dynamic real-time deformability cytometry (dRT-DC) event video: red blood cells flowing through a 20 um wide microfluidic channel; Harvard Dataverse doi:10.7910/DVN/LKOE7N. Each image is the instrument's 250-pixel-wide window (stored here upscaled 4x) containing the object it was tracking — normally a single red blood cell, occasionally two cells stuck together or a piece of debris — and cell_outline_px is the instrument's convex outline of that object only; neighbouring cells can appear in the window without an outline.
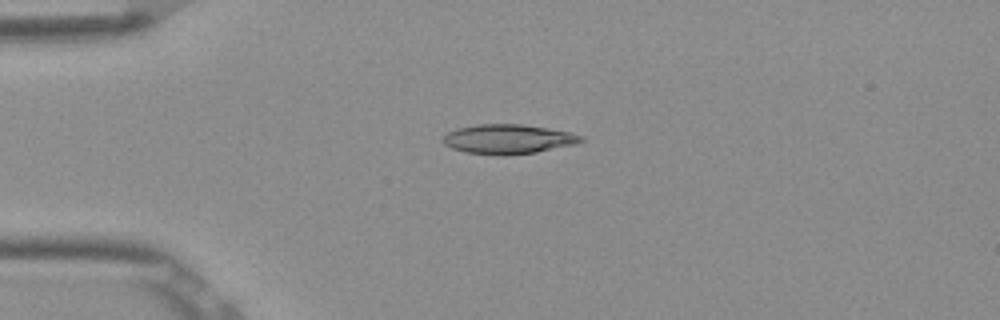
{"species": "Egyptian fruit bat (a non-hibernating species)", "species_latin": "Rousettus aegyptiacus", "temperature_condition": "room temperature", "stored_images_in_passage": 5, "camera_frame_rate_fps": 3000, "um_per_image_px": 0.085, "frame": {"image": 1, "passage_image": 1, "time_ms": 0.0, "image_size_px": [1000, 320], "cell_outline_px": [[584, 140], [576, 144], [536, 152], [504, 156], [468, 152], [452, 148], [444, 144], [440, 140], [448, 132], [456, 128], [476, 124], [524, 124], [572, 132], [584, 136]], "centroid_in_image_um": [43.21, 11.81], "position_along_channel_um": 41.8, "area_um2": 23.93}}
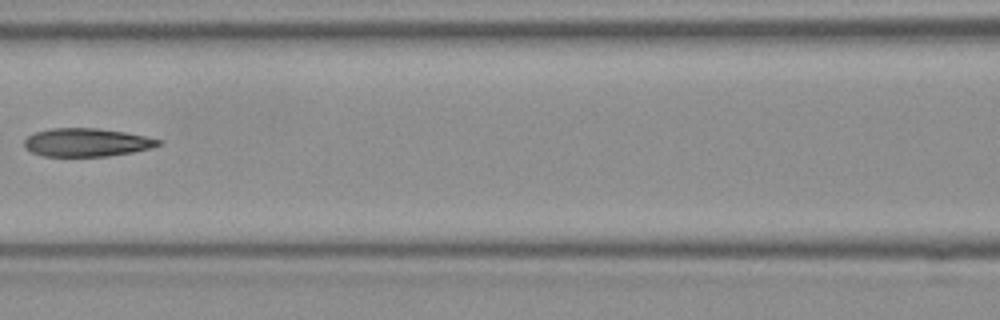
{"frame": {"image": 2, "passage_image": 4, "time_ms": 1.0, "image_size_px": [1000, 320], "cell_outline_px": [[164, 144], [152, 148], [132, 152], [108, 156], [44, 156], [32, 152], [24, 148], [24, 140], [28, 136], [36, 132], [48, 128], [96, 128], [124, 132], [164, 140]], "centroid_in_image_um": [7.39, 12.1], "position_along_channel_um": 159.2, "area_um2": 22.2}}
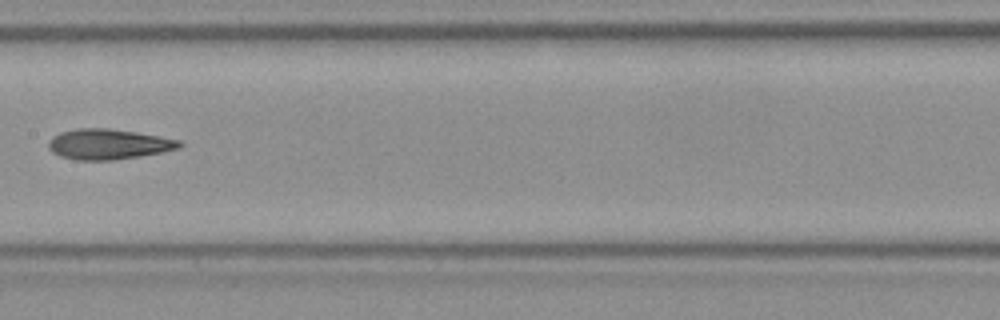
{"frame": {"image": 3, "passage_image": 5, "time_ms": 1.333, "image_size_px": [1000, 320], "cell_outline_px": [[184, 144], [180, 148], [140, 156], [112, 160], [76, 160], [60, 156], [52, 152], [48, 148], [48, 140], [52, 136], [60, 132], [76, 128], [108, 128], [136, 132], [160, 136], [180, 140]], "centroid_in_image_um": [9.19, 12.25], "position_along_channel_um": 198.2, "area_um2": 23.29}}